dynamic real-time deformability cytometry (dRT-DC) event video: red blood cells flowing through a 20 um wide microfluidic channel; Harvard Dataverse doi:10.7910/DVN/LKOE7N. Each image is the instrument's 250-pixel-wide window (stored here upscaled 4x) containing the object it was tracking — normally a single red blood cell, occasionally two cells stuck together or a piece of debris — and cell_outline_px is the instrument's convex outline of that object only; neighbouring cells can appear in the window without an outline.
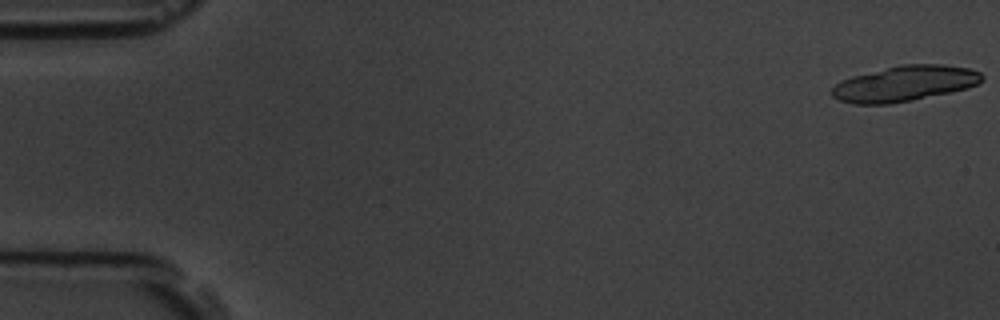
{"species": "common noctule bat (a hibernating species)", "species_latin": "Nyctalus noctula", "temperature_condition": "room temperature", "stored_images_in_passage": 6, "camera_frame_rate_fps": 3000, "um_per_image_px": 0.085, "animal": {"sex": "male", "body_mass_g": 19.5, "forearm_length_mm": 54.6}, "frame": {"image": 1, "passage_image": 1, "time_ms": 0.0, "image_size_px": [1000, 320], "cell_outline_px": [[984, 80], [968, 88], [952, 92], [912, 100], [888, 104], [852, 104], [840, 100], [832, 96], [832, 88], [840, 80], [852, 76], [900, 64], [944, 64], [968, 68], [980, 72], [984, 76]], "centroid_in_image_um": [76.91, 7.1], "position_along_channel_um": 8.1, "area_um2": 31.21}}